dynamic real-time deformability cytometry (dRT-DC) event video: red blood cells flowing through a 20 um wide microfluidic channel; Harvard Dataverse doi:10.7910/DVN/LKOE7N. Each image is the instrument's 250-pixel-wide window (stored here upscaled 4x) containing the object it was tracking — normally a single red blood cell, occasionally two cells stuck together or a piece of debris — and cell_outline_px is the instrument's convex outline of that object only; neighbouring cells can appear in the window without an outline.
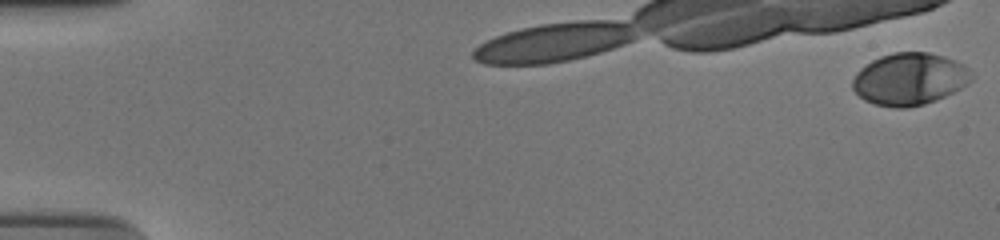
{"species": "human", "species_latin": "Homo sapiens", "temperature_condition": "cold", "stored_images_in_passage": 34, "camera_frame_rate_fps": 3000, "um_per_image_px": 0.085, "donor": {"sex": "male"}, "frame": {"image": 1, "passage_image": 1, "time_ms": 0.0, "image_size_px": [1000, 240], "cell_outline_px": [[972, 80], [968, 84], [936, 100], [924, 104], [908, 108], [896, 108], [876, 104], [864, 100], [852, 88], [852, 80], [856, 72], [860, 68], [872, 60], [880, 56], [896, 52], [928, 52], [944, 56], [956, 60], [964, 64], [968, 68], [972, 76]], "centroid_in_image_um": [77.31, 6.71], "position_along_channel_um": 7.7, "area_um2": 36.18}}
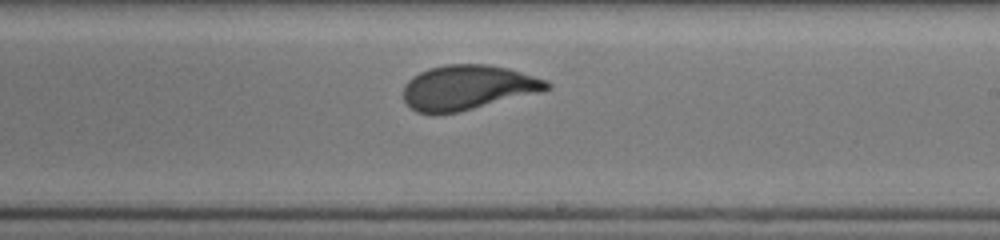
{"frame": {"image": 2, "passage_image": 22, "time_ms": 7.0, "image_size_px": [1000, 240], "cell_outline_px": [[552, 84], [548, 88], [540, 92], [456, 112], [432, 116], [416, 112], [404, 100], [404, 84], [412, 76], [428, 68], [444, 64], [488, 64], [508, 68], [548, 80]], "centroid_in_image_um": [39.72, 7.43], "position_along_channel_um": 249.3, "area_um2": 37.51}}
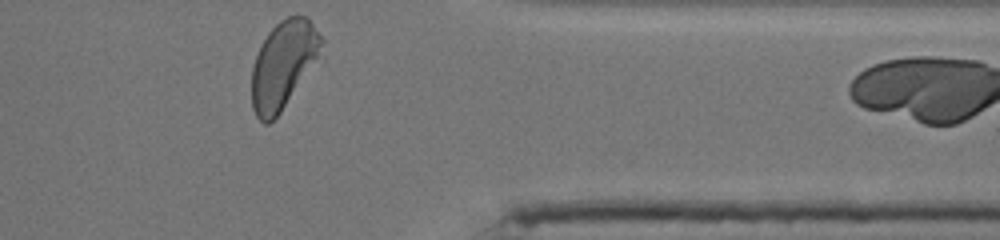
{"frame": {"image": 3, "passage_image": 34, "time_ms": 11.0, "image_size_px": [1000, 240], "cell_outline_px": [[324, 40], [316, 56], [280, 112], [268, 124], [264, 124], [256, 116], [252, 108], [252, 68], [256, 56], [268, 32], [280, 20], [288, 16], [308, 16]], "centroid_in_image_um": [24.03, 5.46], "position_along_channel_um": 387.4, "area_um2": 34.16}, "authors_computed_cell_mechanics": {"area_um2": 37.4833, "velocity_mm_per_s": 3.7091, "shape_relaxation_time_tau1_ms": 4.1707, "shape_relaxation_time_tau2_ms": null, "deformation_change_tau1": 0.1767, "deformation_change_tau2": null}}